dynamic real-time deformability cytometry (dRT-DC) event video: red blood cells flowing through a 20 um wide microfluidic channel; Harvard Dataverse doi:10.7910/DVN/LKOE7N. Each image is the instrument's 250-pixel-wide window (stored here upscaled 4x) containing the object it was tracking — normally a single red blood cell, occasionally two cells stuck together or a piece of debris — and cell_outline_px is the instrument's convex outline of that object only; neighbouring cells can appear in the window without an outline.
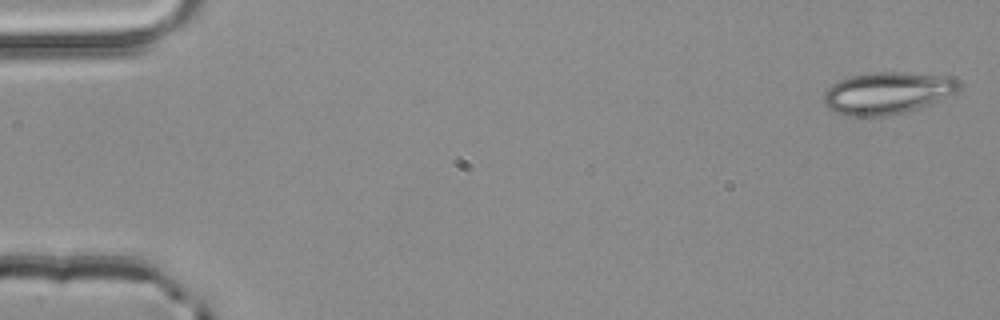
{"species": "common noctule bat (a hibernating species)", "species_latin": "Nyctalus noctula", "temperature_condition": "room temperature", "stored_images_in_passage": 3, "camera_frame_rate_fps": 3000, "um_per_image_px": 0.085, "animal": {"sex": "male", "body_mass_g": 20.4}, "frame": {"image": 1, "passage_image": 1, "time_ms": 0.0, "image_size_px": [1000, 320], "cell_outline_px": [[960, 88], [956, 92], [940, 100], [904, 112], [888, 116], [848, 116], [836, 112], [828, 108], [824, 104], [824, 92], [832, 84], [848, 76], [868, 72], [900, 72], [952, 76], [960, 80]], "centroid_in_image_um": [75.42, 7.89], "position_along_channel_um": 9.6, "area_um2": 33.29}}